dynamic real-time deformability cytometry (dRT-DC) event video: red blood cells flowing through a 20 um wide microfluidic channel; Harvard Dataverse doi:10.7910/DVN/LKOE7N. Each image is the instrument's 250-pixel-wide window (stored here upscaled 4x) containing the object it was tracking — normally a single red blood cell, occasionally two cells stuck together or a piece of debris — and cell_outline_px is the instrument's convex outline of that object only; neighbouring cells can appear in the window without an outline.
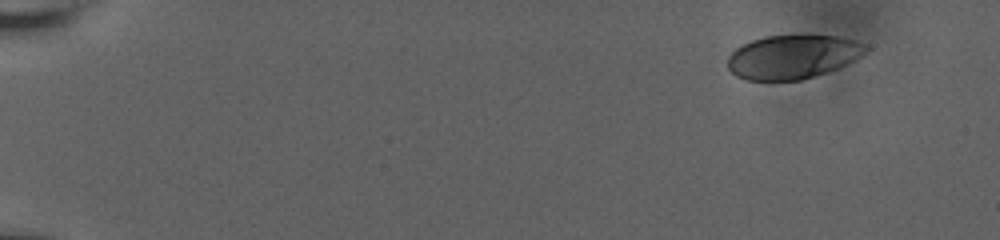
{"species": "human", "species_latin": "Homo sapiens", "temperature_condition": "room temperature", "stored_images_in_passage": 12, "camera_frame_rate_fps": 3000, "um_per_image_px": 0.085, "donor": {"sex": "male"}, "frame": {"image": 1, "passage_image": 1, "time_ms": 0.0, "image_size_px": [1000, 240], "cell_outline_px": [[872, 48], [868, 52], [856, 60], [836, 68], [800, 80], [748, 80], [736, 76], [728, 68], [728, 56], [736, 48], [752, 40], [768, 36], [840, 36], [856, 40]], "centroid_in_image_um": [67.42, 4.82], "position_along_channel_um": 17.6, "area_um2": 35.08}}
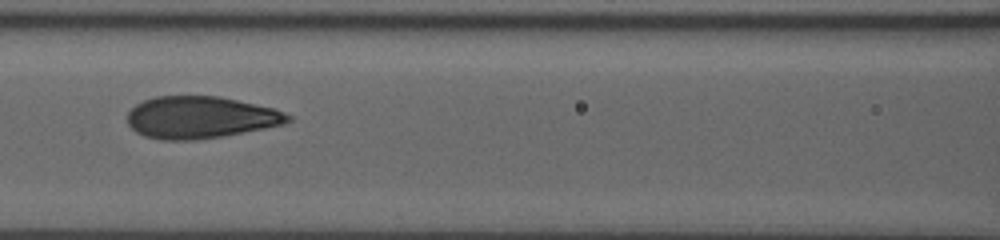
{"frame": {"image": 2, "passage_image": 9, "time_ms": 8.0, "image_size_px": [1000, 240], "cell_outline_px": [[292, 120], [284, 124], [264, 128], [220, 136], [192, 140], [164, 140], [144, 136], [136, 132], [128, 124], [128, 112], [136, 104], [144, 100], [156, 96], [220, 96], [276, 108], [292, 116]], "centroid_in_image_um": [17.05, 9.96], "position_along_channel_um": 149.6, "area_um2": 39.3}}
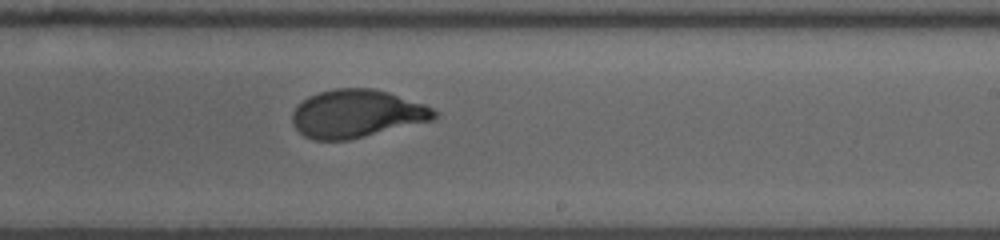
{"frame": {"image": 3, "passage_image": 12, "time_ms": 11.0, "image_size_px": [1000, 240], "cell_outline_px": [[440, 112], [436, 120], [348, 140], [316, 140], [304, 136], [292, 124], [292, 112], [308, 96], [320, 92], [336, 88], [372, 88], [388, 92], [424, 104]], "centroid_in_image_um": [30.37, 9.67], "position_along_channel_um": 258.6, "area_um2": 39.77}}